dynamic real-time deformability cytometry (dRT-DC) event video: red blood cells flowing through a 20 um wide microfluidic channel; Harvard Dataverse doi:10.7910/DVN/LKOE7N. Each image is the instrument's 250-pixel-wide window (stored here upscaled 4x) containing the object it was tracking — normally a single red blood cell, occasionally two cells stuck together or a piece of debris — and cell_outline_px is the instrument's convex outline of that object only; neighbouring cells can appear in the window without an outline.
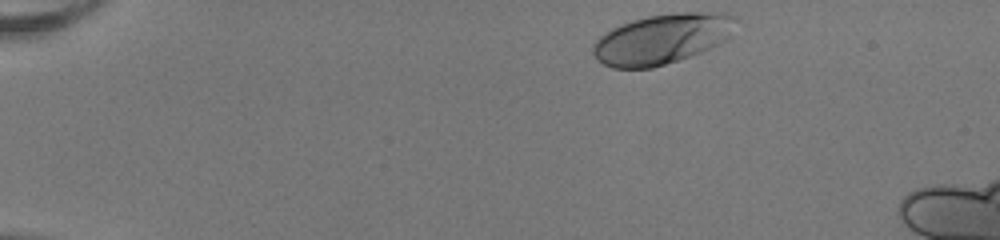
{"species": "human", "species_latin": "Homo sapiens", "temperature_condition": "room temperature", "stored_images_in_passage": 44, "camera_frame_rate_fps": 3000, "um_per_image_px": 0.085, "donor": {"sex": "female"}, "frame": {"image": 1, "passage_image": 1, "time_ms": 0.0, "image_size_px": [1000, 240], "cell_outline_px": [[732, 16], [728, 40], [720, 44], [700, 52], [652, 68], [612, 68], [596, 60], [592, 52], [592, 44], [604, 32], [620, 24], [632, 20], [648, 16], [676, 12], [728, 12]], "centroid_in_image_um": [56.19, 3.31], "position_along_channel_um": 28.8, "area_um2": 41.38}}
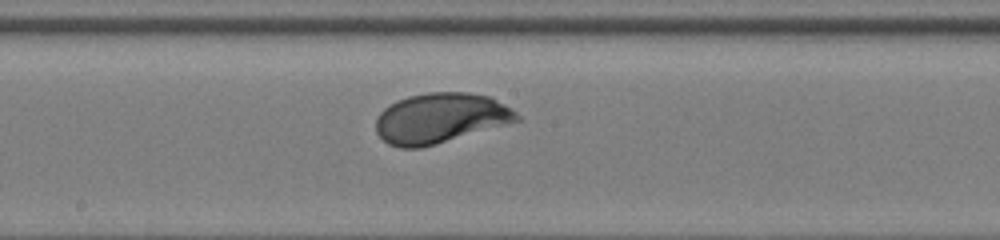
{"frame": {"image": 2, "passage_image": 22, "time_ms": 7.0, "image_size_px": [1000, 240], "cell_outline_px": [[524, 120], [436, 144], [420, 148], [400, 148], [388, 144], [376, 132], [376, 116], [384, 108], [396, 100], [408, 96], [428, 92], [468, 92], [492, 96], [516, 112]], "centroid_in_image_um": [37.45, 10.04], "position_along_channel_um": 210.7, "area_um2": 41.62}}
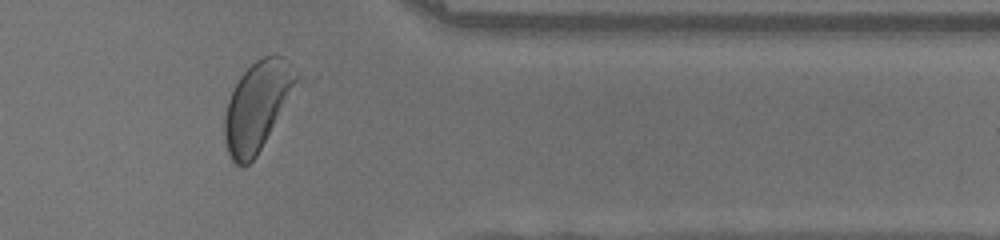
{"frame": {"image": 3, "passage_image": 36, "time_ms": 11.667, "image_size_px": [1000, 240], "cell_outline_px": [[300, 80], [256, 156], [248, 164], [236, 164], [232, 160], [228, 152], [224, 140], [224, 116], [228, 100], [240, 76], [256, 60], [264, 56], [280, 56], [300, 76]], "centroid_in_image_um": [21.85, 9.02], "position_along_channel_um": 389.6, "area_um2": 36.41}, "authors_computed_cell_mechanics": {"area_um2": 40.1999, "velocity_mm_per_s": 3.9884, "shape_relaxation_time_tau1_ms": 2.1492, "shape_relaxation_time_tau2_ms": null, "deformation_change_tau1": 0.1443, "deformation_change_tau2": null}}